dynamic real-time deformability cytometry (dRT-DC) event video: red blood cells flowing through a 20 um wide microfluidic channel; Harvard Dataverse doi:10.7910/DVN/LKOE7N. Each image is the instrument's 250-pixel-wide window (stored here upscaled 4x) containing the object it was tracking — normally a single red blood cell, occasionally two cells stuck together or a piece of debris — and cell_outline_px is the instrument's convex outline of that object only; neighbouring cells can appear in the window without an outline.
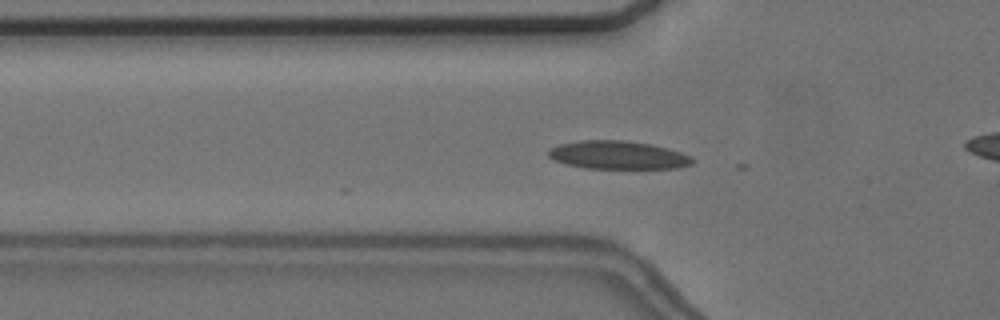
{"species": "common noctule bat (a hibernating species)", "species_latin": "Nyctalus noctula", "temperature_condition": "cold", "stored_images_in_passage": 4, "camera_frame_rate_fps": 3000, "um_per_image_px": 0.085, "animal": {"sex": "female", "body_mass_g": 24.6, "forearm_length_mm": 56.2}, "frame": {"image": 1, "passage_image": 3, "time_ms": 0.667, "image_size_px": [1000, 320], "cell_outline_px": [[696, 160], [692, 164], [676, 168], [584, 168], [564, 164], [552, 160], [548, 156], [548, 148], [560, 144], [580, 140], [624, 140], [648, 144], [668, 148], [692, 156]], "centroid_in_image_um": [52.49, 13.18], "position_along_channel_um": 73.3, "area_um2": 23.81}}